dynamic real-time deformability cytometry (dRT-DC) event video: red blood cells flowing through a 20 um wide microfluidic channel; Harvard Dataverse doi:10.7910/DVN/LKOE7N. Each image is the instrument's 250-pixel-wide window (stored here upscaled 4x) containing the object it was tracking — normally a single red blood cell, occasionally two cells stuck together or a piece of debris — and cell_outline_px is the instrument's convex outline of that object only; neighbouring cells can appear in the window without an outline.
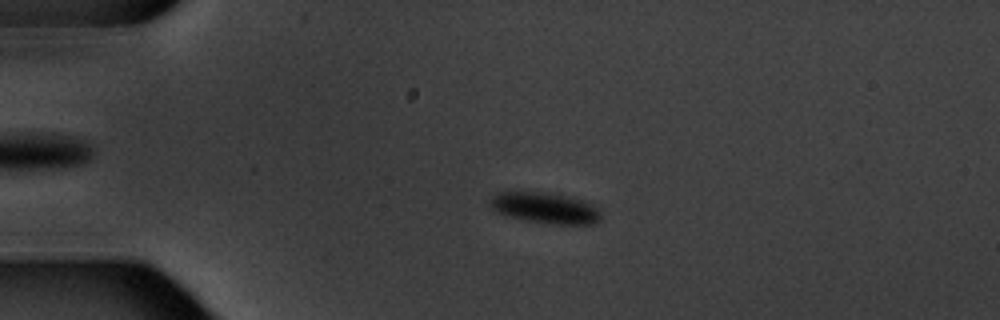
{"species": "common noctule bat (a hibernating species)", "species_latin": "Nyctalus noctula", "temperature_condition": "warm", "stored_images_in_passage": 6, "camera_frame_rate_fps": 3000, "um_per_image_px": 0.085, "animal": {"sex": "male", "body_mass_g": 20.1, "forearm_length_mm": 53.5}, "frame": {"image": 1, "passage_image": 5, "time_ms": 4.667, "image_size_px": [1000, 320], "cell_outline_px": [[600, 220], [596, 224], [556, 224], [528, 220], [504, 216], [496, 212], [488, 204], [488, 200], [496, 192], [544, 192], [568, 196], [584, 200], [592, 204], [600, 212]], "centroid_in_image_um": [46.3, 17.67], "position_along_channel_um": 38.7, "area_um2": 20.11}}